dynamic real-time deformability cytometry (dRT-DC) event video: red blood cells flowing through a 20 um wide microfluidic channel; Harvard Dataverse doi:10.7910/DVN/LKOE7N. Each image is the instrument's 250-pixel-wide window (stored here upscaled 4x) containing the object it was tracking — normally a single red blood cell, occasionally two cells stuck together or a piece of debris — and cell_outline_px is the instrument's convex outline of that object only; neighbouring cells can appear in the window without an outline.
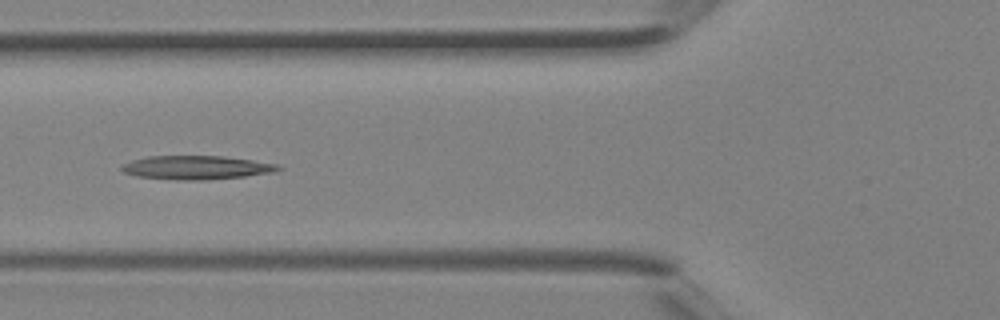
{"species": "Egyptian fruit bat (a non-hibernating species)", "species_latin": "Rousettus aegyptiacus", "temperature_condition": "room temperature", "stored_images_in_passage": 4, "camera_frame_rate_fps": 3000, "um_per_image_px": 0.085, "animal": {"sex": "female"}, "frame": {"image": 1, "passage_image": 4, "time_ms": 1.0, "image_size_px": [1000, 320], "cell_outline_px": [[280, 168], [272, 172], [244, 176], [204, 180], [176, 180], [136, 176], [124, 172], [120, 168], [124, 164], [132, 160], [148, 156], [224, 156], [252, 160], [276, 164]], "centroid_in_image_um": [16.64, 14.24], "position_along_channel_um": 109.2, "area_um2": 21.39}}